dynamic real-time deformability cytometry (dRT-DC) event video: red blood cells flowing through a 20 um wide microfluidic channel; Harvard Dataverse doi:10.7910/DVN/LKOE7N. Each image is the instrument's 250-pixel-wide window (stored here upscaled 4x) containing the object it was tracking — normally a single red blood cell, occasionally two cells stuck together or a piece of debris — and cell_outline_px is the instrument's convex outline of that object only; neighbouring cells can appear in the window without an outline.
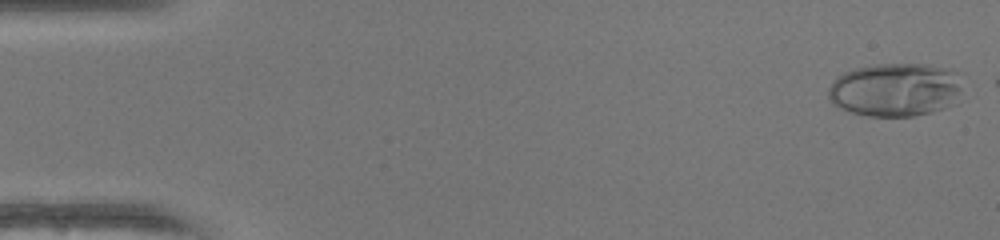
{"species": "human", "species_latin": "Homo sapiens", "temperature_condition": "warm", "stored_images_in_passage": 11, "camera_frame_rate_fps": 3000, "um_per_image_px": 0.085, "donor": {"sex": "female"}, "frame": {"image": 1, "passage_image": 2, "time_ms": 0.333, "image_size_px": [1000, 240], "cell_outline_px": [[960, 92], [956, 104], [932, 112], [912, 116], [868, 116], [852, 112], [840, 108], [832, 104], [828, 100], [828, 88], [836, 76], [852, 68], [872, 64], [928, 64], [944, 68], [956, 72], [960, 88]], "centroid_in_image_um": [76.05, 7.62], "position_along_channel_um": 8.9, "area_um2": 42.19}}